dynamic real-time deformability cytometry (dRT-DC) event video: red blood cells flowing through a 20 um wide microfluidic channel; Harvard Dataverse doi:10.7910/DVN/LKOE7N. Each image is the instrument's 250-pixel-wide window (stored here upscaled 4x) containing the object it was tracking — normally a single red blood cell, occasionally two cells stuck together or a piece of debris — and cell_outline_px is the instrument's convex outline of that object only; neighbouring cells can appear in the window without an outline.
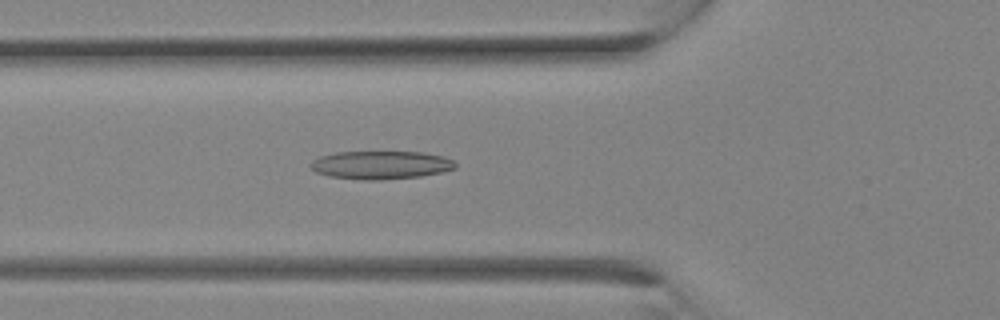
{"species": "Egyptian fruit bat (a non-hibernating species)", "species_latin": "Rousettus aegyptiacus", "temperature_condition": "room temperature", "stored_images_in_passage": 17, "camera_frame_rate_fps": 3000, "um_per_image_px": 0.085, "animal": {"sex": "female"}, "frame": {"image": 1, "passage_image": 10, "time_ms": 3.0, "image_size_px": [1000, 320], "cell_outline_px": [[456, 168], [440, 172], [420, 176], [376, 180], [364, 180], [328, 176], [316, 172], [308, 164], [312, 160], [320, 156], [336, 152], [424, 152], [444, 156], [452, 160], [456, 164]], "centroid_in_image_um": [32.34, 14.02], "position_along_channel_um": 93.5, "area_um2": 23.76}}
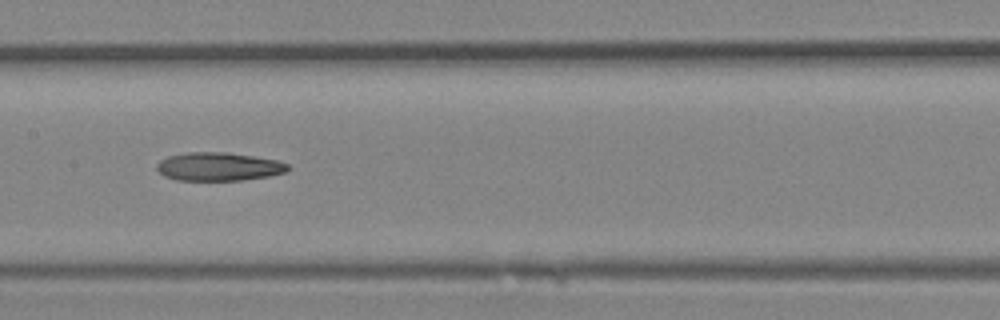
{"frame": {"image": 2, "passage_image": 14, "time_ms": 4.333, "image_size_px": [1000, 320], "cell_outline_px": [[288, 172], [268, 176], [244, 180], [176, 180], [164, 176], [156, 168], [156, 164], [160, 160], [168, 156], [188, 152], [228, 152], [276, 160], [288, 164]], "centroid_in_image_um": [18.57, 14.16], "position_along_channel_um": 188.8, "area_um2": 21.68}}
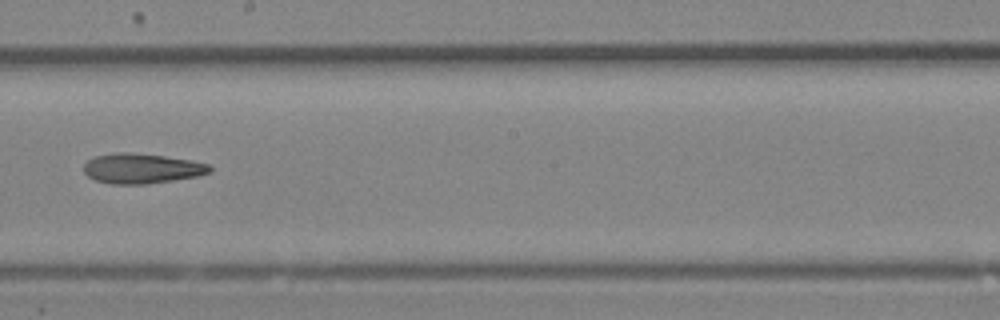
{"frame": {"image": 3, "passage_image": 16, "time_ms": 5.0, "image_size_px": [1000, 320], "cell_outline_px": [[212, 172], [196, 176], [148, 184], [112, 184], [96, 180], [88, 176], [84, 172], [84, 164], [92, 156], [116, 152], [128, 152], [164, 156], [188, 160], [208, 164], [212, 168]], "centroid_in_image_um": [12.01, 14.31], "position_along_channel_um": 236.2, "area_um2": 21.96}}